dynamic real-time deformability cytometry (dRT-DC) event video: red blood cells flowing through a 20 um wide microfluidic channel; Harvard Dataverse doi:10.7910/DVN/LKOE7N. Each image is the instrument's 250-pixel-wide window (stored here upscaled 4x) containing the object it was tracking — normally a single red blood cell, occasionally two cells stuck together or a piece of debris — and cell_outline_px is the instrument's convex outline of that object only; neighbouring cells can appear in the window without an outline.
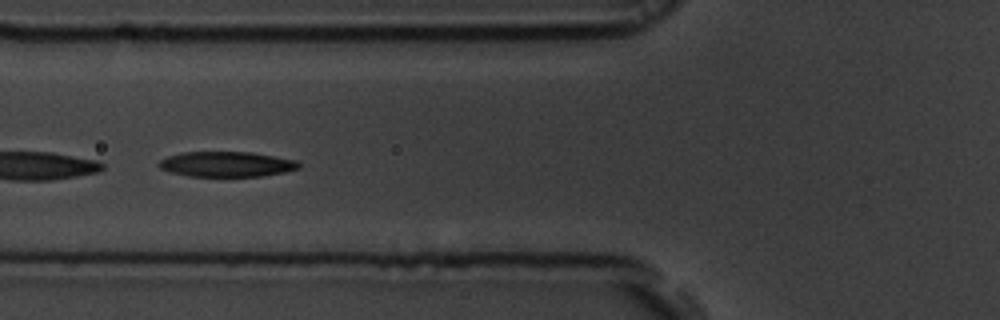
{"species": "common noctule bat (a hibernating species)", "species_latin": "Nyctalus noctula", "temperature_condition": "room temperature", "stored_images_in_passage": 14, "camera_frame_rate_fps": 3000, "um_per_image_px": 0.085, "animal": {"sex": "male", "body_mass_g": 19.5, "forearm_length_mm": 54.6}, "frame": {"image": 1, "passage_image": 11, "time_ms": 3.333, "image_size_px": [1000, 320], "cell_outline_px": [[300, 168], [284, 172], [260, 176], [188, 176], [168, 172], [160, 168], [156, 164], [160, 160], [168, 156], [180, 152], [252, 152], [296, 160], [300, 164]], "centroid_in_image_um": [19.22, 13.95], "position_along_channel_um": 106.6, "area_um2": 20.63}}